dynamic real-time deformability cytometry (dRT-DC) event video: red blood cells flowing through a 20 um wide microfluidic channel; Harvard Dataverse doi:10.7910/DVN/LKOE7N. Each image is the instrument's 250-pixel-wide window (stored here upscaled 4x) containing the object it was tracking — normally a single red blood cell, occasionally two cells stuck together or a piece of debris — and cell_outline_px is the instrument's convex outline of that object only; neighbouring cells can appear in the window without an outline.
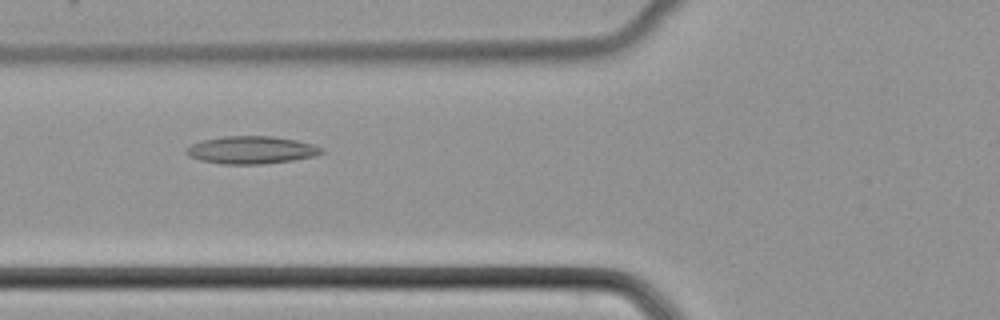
{"species": "common noctule bat (a hibernating species)", "species_latin": "Nyctalus noctula", "temperature_condition": "cold", "stored_images_in_passage": 51, "camera_frame_rate_fps": 3000, "um_per_image_px": 0.085, "animal": {"sex": "female", "body_mass_g": 22.7, "forearm_length_mm": 54.2}, "frame": {"image": 1, "passage_image": 20, "time_ms": 6.333, "image_size_px": [1000, 320], "cell_outline_px": [[324, 152], [316, 156], [292, 160], [260, 164], [220, 164], [200, 160], [188, 156], [184, 152], [184, 148], [192, 144], [204, 140], [224, 136], [272, 136], [296, 140], [312, 144], [324, 148]], "centroid_in_image_um": [21.35, 12.75], "position_along_channel_um": 104.5, "area_um2": 21.85}}
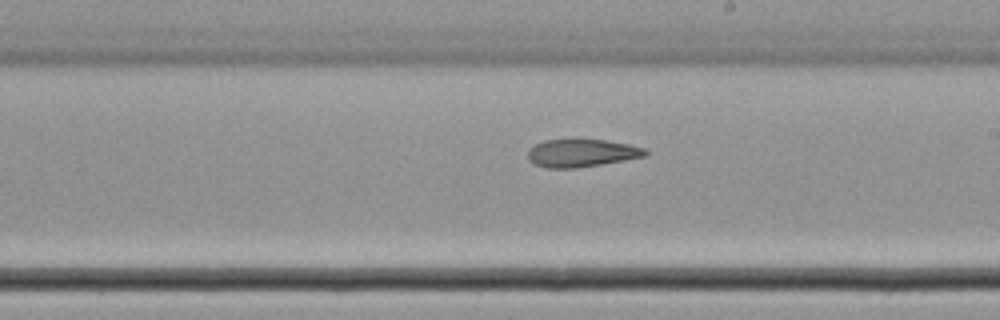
{"frame": {"image": 2, "passage_image": 30, "time_ms": 9.667, "image_size_px": [1000, 320], "cell_outline_px": [[648, 156], [576, 168], [544, 168], [528, 160], [528, 148], [544, 140], [604, 140], [628, 144], [644, 148], [648, 152]], "centroid_in_image_um": [49.42, 13.01], "position_along_channel_um": 239.6, "area_um2": 18.9}}
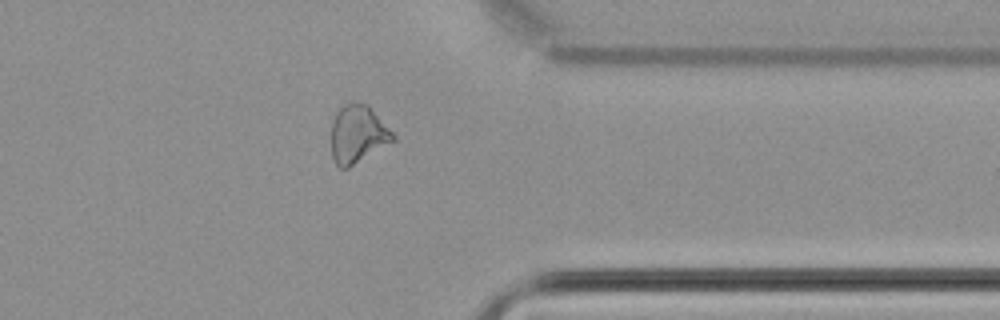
{"frame": {"image": 3, "passage_image": 41, "time_ms": 13.333, "image_size_px": [1000, 320], "cell_outline_px": [[396, 140], [348, 168], [340, 168], [332, 160], [332, 120], [336, 112], [344, 104], [368, 104], [396, 136]], "centroid_in_image_um": [30.41, 11.43], "position_along_channel_um": 381.0, "area_um2": 20.69}}